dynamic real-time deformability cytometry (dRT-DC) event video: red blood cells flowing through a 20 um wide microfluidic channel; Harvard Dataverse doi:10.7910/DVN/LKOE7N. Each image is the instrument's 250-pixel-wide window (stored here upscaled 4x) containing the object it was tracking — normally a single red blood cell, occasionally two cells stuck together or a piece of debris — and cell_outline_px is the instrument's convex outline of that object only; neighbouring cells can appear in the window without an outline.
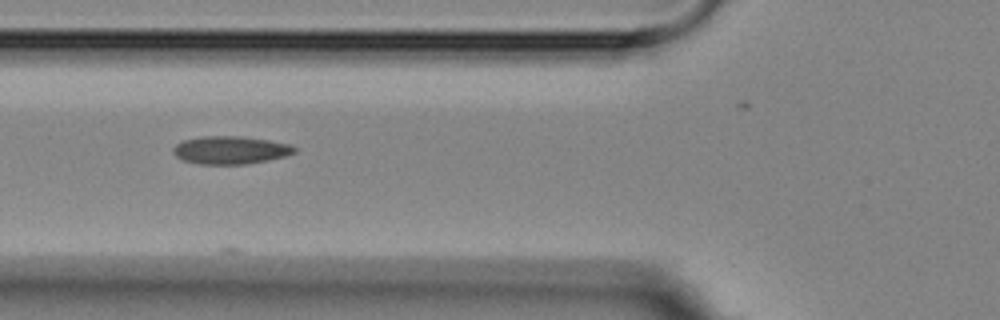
{"species": "Egyptian fruit bat (a non-hibernating species)", "species_latin": "Rousettus aegyptiacus", "temperature_condition": "room temperature", "stored_images_in_passage": 6, "camera_frame_rate_fps": 3000, "um_per_image_px": 0.085, "animal": {"sex": "female"}, "frame": {"image": 1, "passage_image": 6, "time_ms": 6.0, "image_size_px": [1000, 320], "cell_outline_px": [[296, 152], [284, 156], [268, 160], [244, 164], [200, 164], [184, 160], [176, 156], [172, 152], [172, 148], [176, 144], [184, 140], [200, 136], [240, 136], [268, 140], [288, 144], [296, 148]], "centroid_in_image_um": [19.55, 12.75], "position_along_channel_um": 106.2, "area_um2": 19.59}}